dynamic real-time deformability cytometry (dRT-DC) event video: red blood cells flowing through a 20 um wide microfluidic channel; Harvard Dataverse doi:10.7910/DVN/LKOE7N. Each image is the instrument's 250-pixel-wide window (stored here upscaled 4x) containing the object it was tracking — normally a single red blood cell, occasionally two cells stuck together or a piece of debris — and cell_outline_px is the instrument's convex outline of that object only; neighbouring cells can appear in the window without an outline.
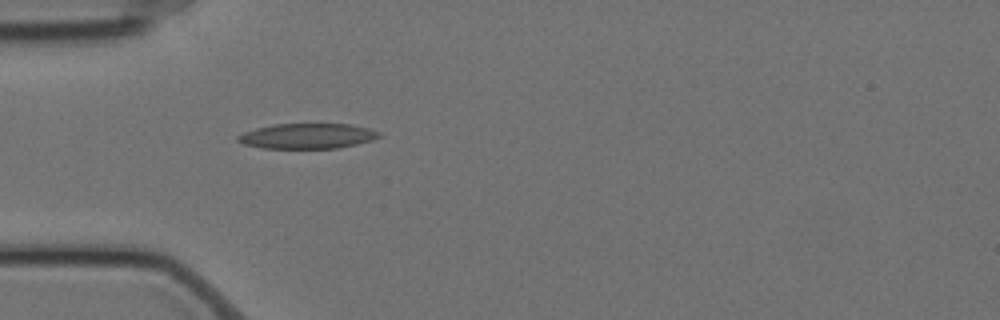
{"species": "Egyptian fruit bat (a non-hibernating species)", "species_latin": "Rousettus aegyptiacus", "temperature_condition": "cold", "stored_images_in_passage": 46, "camera_frame_rate_fps": 3000, "um_per_image_px": 0.085, "animal": {"sex": "female"}, "frame": {"image": 1, "passage_image": 6, "time_ms": 1.667, "image_size_px": [1000, 320], "cell_outline_px": [[380, 136], [372, 140], [356, 144], [336, 148], [264, 148], [244, 144], [236, 140], [236, 136], [244, 132], [256, 128], [272, 124], [352, 124], [368, 128], [380, 132]], "centroid_in_image_um": [26.11, 11.55], "position_along_channel_um": 58.9, "area_um2": 20.69}}
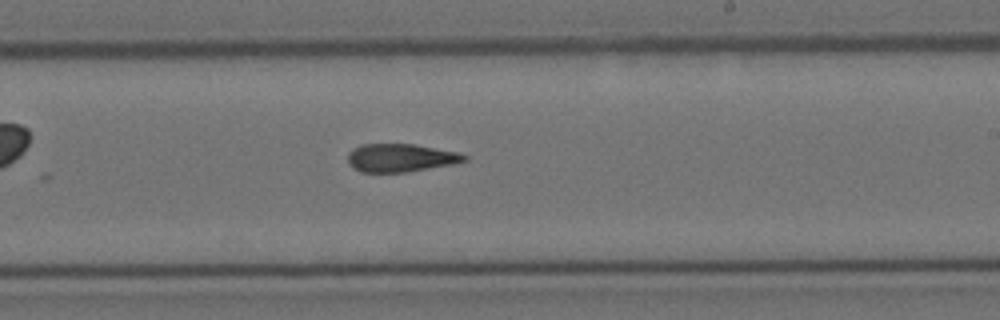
{"frame": {"image": 2, "passage_image": 23, "time_ms": 7.333, "image_size_px": [1000, 320], "cell_outline_px": [[468, 160], [452, 164], [404, 172], [360, 172], [352, 168], [348, 164], [348, 152], [352, 148], [360, 144], [416, 144], [460, 152], [468, 156]], "centroid_in_image_um": [34.03, 13.4], "position_along_channel_um": 255.0, "area_um2": 19.31}}
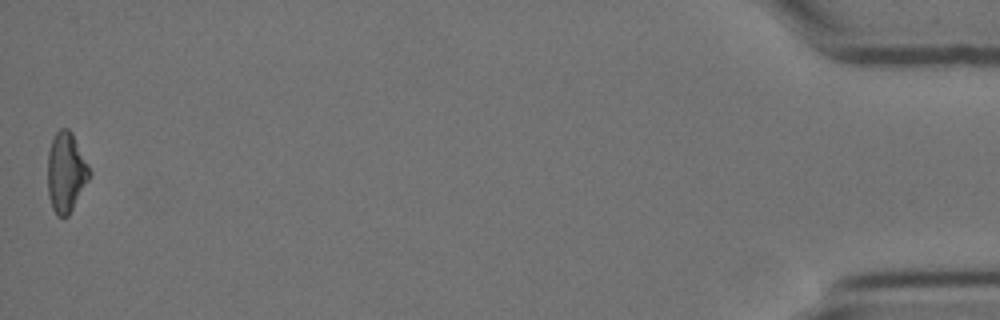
{"frame": {"image": 3, "passage_image": 46, "time_ms": 15.0, "image_size_px": [1000, 320], "cell_outline_px": [[92, 172], [88, 180], [68, 216], [56, 216], [52, 208], [48, 196], [48, 152], [52, 136], [60, 128], [68, 128], [72, 132]], "centroid_in_image_um": [5.6, 14.62], "position_along_channel_um": 429.6, "area_um2": 19.48}, "authors_computed_cell_mechanics": {"area_um2": 19.652, "velocity_mm_per_s": 3.5192, "shape_relaxation_time_tau1_ms": null, "shape_relaxation_time_tau2_ms": 4.0314, "deformation_change_tau1": null, "deformation_change_tau2": 0.1382}}